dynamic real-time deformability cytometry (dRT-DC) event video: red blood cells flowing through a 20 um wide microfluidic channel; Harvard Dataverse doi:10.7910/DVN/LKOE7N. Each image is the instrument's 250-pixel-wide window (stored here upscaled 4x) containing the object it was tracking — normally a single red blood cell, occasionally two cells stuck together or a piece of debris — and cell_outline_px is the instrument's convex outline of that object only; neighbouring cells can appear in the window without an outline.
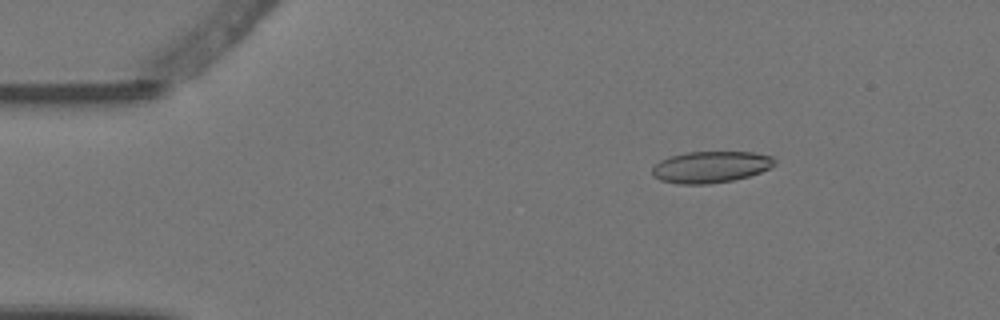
{"species": "Egyptian fruit bat (a non-hibernating species)", "species_latin": "Rousettus aegyptiacus", "temperature_condition": "warm", "stored_images_in_passage": 5, "camera_frame_rate_fps": 3000, "um_per_image_px": 0.085, "animal": {"sex": "female"}, "frame": {"image": 1, "passage_image": 3, "time_ms": 0.667, "image_size_px": [1000, 320], "cell_outline_px": [[776, 164], [760, 172], [748, 176], [732, 180], [708, 184], [680, 184], [660, 180], [652, 176], [652, 168], [660, 160], [668, 156], [684, 152], [752, 152], [772, 156], [776, 160]], "centroid_in_image_um": [60.38, 14.18], "position_along_channel_um": 24.6, "area_um2": 22.54}}